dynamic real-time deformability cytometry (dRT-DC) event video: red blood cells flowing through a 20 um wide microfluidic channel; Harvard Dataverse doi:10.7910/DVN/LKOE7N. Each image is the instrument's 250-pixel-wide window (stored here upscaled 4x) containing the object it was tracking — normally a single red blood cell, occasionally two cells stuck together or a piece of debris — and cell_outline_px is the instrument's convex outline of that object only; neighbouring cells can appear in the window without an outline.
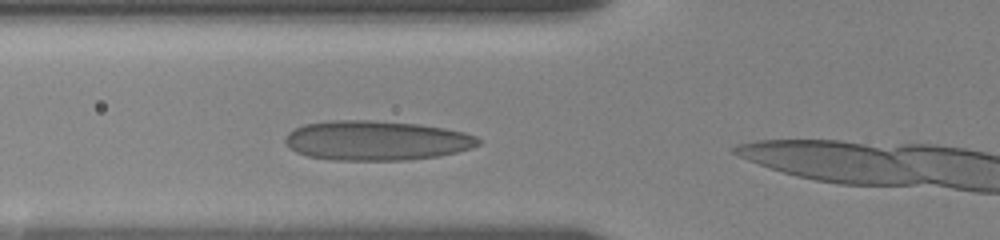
{"species": "human", "species_latin": "Homo sapiens", "temperature_condition": "room temperature", "stored_images_in_passage": 10, "camera_frame_rate_fps": 3000, "um_per_image_px": 0.085, "donor": {"sex": "female"}, "frame": {"image": 1, "passage_image": 2, "time_ms": 1.0, "image_size_px": [1000, 240], "cell_outline_px": [[484, 140], [480, 144], [472, 148], [456, 152], [436, 156], [404, 160], [332, 160], [308, 156], [296, 152], [288, 148], [284, 140], [288, 132], [304, 124], [332, 120], [368, 120], [420, 124], [444, 128], [464, 132], [476, 136]], "centroid_in_image_um": [31.99, 11.94], "position_along_channel_um": 93.8, "area_um2": 44.8}}
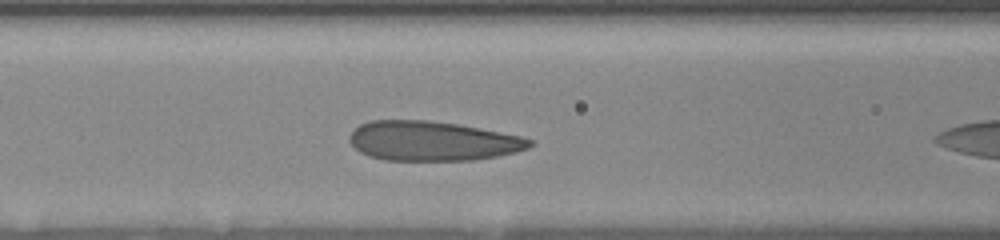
{"frame": {"image": 2, "passage_image": 5, "time_ms": 2.0, "image_size_px": [1000, 240], "cell_outline_px": [[536, 144], [528, 148], [496, 156], [472, 160], [384, 160], [368, 156], [360, 152], [348, 140], [348, 136], [360, 124], [372, 120], [428, 120], [456, 124], [480, 128], [520, 136], [532, 140]], "centroid_in_image_um": [36.73, 11.98], "position_along_channel_um": 129.9, "area_um2": 41.38}}
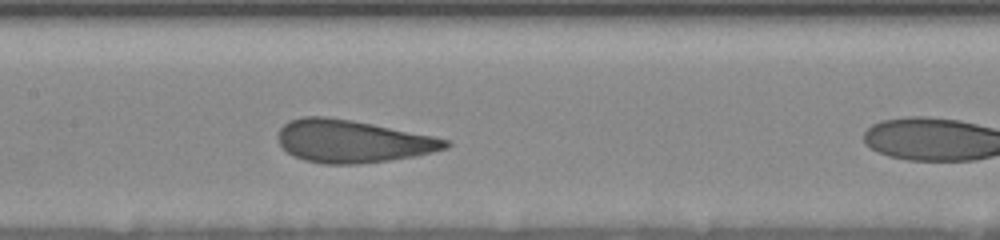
{"frame": {"image": 3, "passage_image": 9, "time_ms": 3.333, "image_size_px": [1000, 240], "cell_outline_px": [[452, 144], [448, 148], [432, 152], [412, 156], [388, 160], [360, 164], [324, 164], [304, 160], [292, 156], [280, 144], [276, 136], [280, 128], [288, 120], [304, 116], [324, 116], [352, 120], [432, 136], [448, 140]], "centroid_in_image_um": [29.91, 12.01], "position_along_channel_um": 177.5, "area_um2": 41.5}}